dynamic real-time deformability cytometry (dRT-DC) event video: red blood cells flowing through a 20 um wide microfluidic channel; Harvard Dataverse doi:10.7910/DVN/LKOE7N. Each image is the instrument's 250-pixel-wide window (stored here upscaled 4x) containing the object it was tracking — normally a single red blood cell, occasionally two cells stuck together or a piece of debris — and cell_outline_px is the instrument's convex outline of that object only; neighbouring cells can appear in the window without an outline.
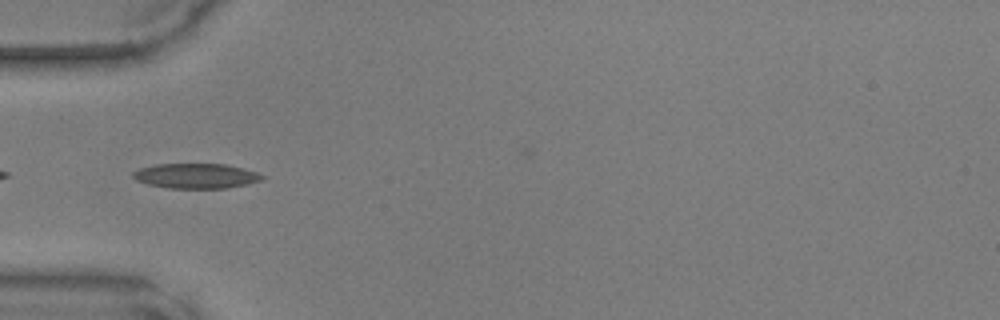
{"species": "common noctule bat (a hibernating species)", "species_latin": "Nyctalus noctula", "temperature_condition": "warm", "stored_images_in_passage": 38, "camera_frame_rate_fps": 3000, "um_per_image_px": 0.085, "animal": {"sex": "male", "body_mass_g": 17.9, "forearm_length_mm": 54.2}, "frame": {"image": 1, "passage_image": 6, "time_ms": 1.667, "image_size_px": [1000, 320], "cell_outline_px": [[264, 180], [248, 184], [228, 188], [168, 188], [148, 184], [136, 180], [132, 176], [132, 172], [140, 168], [156, 164], [224, 164], [244, 168], [256, 172], [264, 176]], "centroid_in_image_um": [16.68, 14.95], "position_along_channel_um": 68.3, "area_um2": 18.84}}